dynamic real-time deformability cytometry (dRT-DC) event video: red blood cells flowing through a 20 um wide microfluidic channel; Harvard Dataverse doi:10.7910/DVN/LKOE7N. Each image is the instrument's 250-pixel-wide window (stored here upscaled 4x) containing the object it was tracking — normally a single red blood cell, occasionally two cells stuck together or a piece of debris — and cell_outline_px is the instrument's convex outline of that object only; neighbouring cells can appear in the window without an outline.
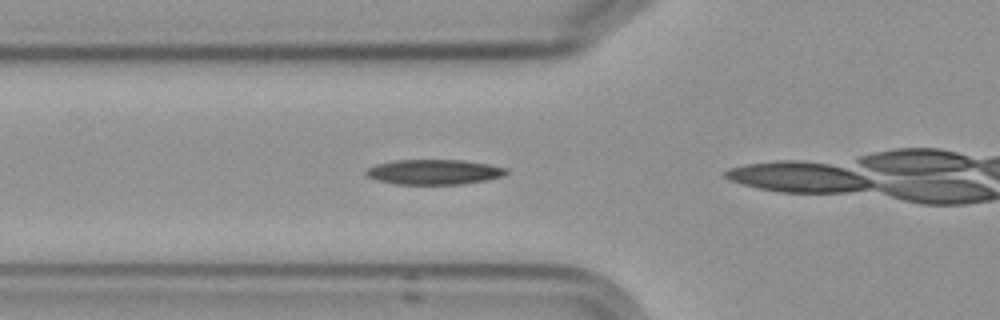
{"species": "Egyptian fruit bat (a non-hibernating species)", "species_latin": "Rousettus aegyptiacus", "temperature_condition": "cold", "stored_images_in_passage": 5, "camera_frame_rate_fps": 3000, "um_per_image_px": 0.085, "frame": {"image": 1, "passage_image": 3, "time_ms": 2.0, "image_size_px": [1000, 320], "cell_outline_px": [[508, 172], [504, 176], [464, 184], [396, 184], [376, 180], [368, 176], [364, 172], [368, 168], [376, 164], [396, 160], [464, 160], [488, 164], [508, 168]], "centroid_in_image_um": [36.9, 14.61], "position_along_channel_um": 88.9, "area_um2": 20.46}}